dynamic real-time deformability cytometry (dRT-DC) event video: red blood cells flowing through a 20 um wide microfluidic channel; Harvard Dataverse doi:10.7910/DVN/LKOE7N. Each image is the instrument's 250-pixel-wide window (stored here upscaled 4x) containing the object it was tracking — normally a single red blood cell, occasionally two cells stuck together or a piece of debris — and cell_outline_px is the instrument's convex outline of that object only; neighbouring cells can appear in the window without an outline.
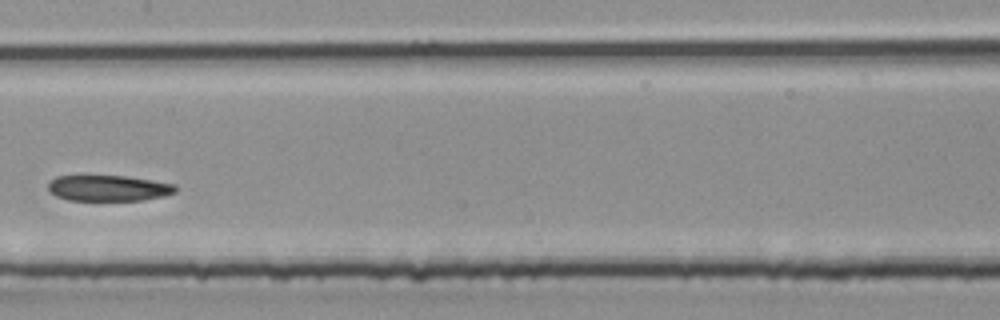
{"species": "common noctule bat (a hibernating species)", "species_latin": "Nyctalus noctula", "temperature_condition": "room temperature", "stored_images_in_passage": 23, "camera_frame_rate_fps": 3000, "um_per_image_px": 0.085, "animal": {"sex": "male", "body_mass_g": 20.4}, "frame": {"image": 1, "passage_image": 10, "time_ms": 3.0, "image_size_px": [1000, 320], "cell_outline_px": [[176, 192], [164, 196], [140, 200], [68, 200], [56, 196], [48, 192], [48, 184], [56, 176], [128, 176], [176, 184]], "centroid_in_image_um": [9.22, 15.99], "position_along_channel_um": 198.2, "area_um2": 19.19}}
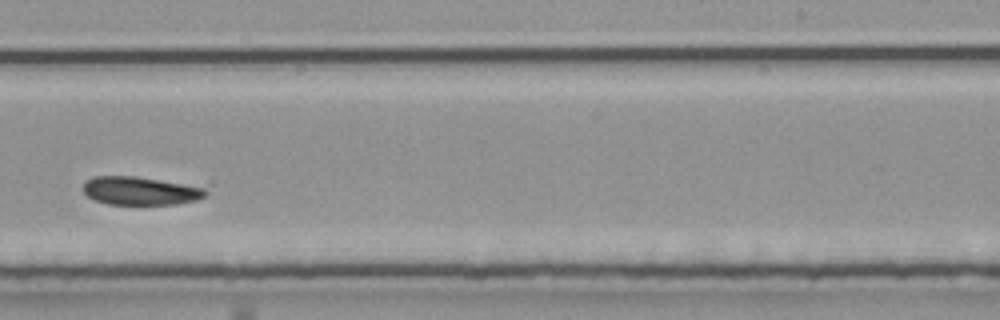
{"frame": {"image": 2, "passage_image": 14, "time_ms": 4.333, "image_size_px": [1000, 320], "cell_outline_px": [[208, 196], [196, 200], [176, 204], [144, 208], [108, 204], [96, 200], [88, 196], [84, 192], [84, 184], [92, 176], [132, 176], [204, 188], [208, 192]], "centroid_in_image_um": [11.93, 16.29], "position_along_channel_um": 277.1, "area_um2": 20.69}}